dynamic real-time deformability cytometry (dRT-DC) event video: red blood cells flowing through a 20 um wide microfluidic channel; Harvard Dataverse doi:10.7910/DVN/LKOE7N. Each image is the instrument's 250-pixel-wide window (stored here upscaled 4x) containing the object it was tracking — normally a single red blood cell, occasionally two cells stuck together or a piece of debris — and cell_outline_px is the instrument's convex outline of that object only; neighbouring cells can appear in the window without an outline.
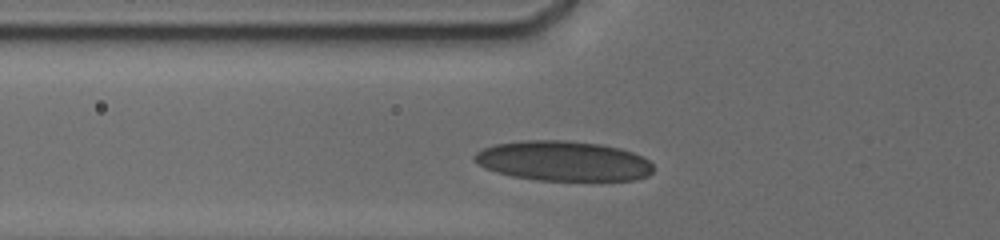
{"species": "human", "species_latin": "Homo sapiens", "temperature_condition": "cold", "stored_images_in_passage": 11, "camera_frame_rate_fps": 3000, "um_per_image_px": 0.085, "donor": {"sex": "male"}, "frame": {"image": 1, "passage_image": 5, "time_ms": 1.667, "image_size_px": [1000, 240], "cell_outline_px": [[652, 172], [648, 176], [636, 180], [536, 180], [512, 176], [496, 172], [484, 168], [476, 164], [472, 156], [476, 152], [484, 148], [496, 144], [528, 140], [564, 140], [600, 144], [620, 148], [632, 152], [648, 160], [652, 164]], "centroid_in_image_um": [47.85, 13.69], "position_along_channel_um": 77.9, "area_um2": 41.67}}
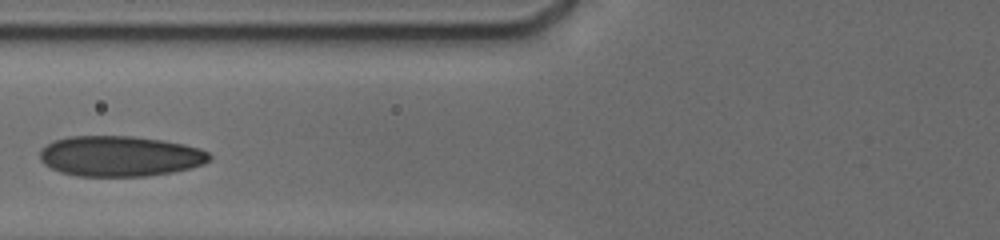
{"frame": {"image": 2, "passage_image": 7, "time_ms": 2.667, "image_size_px": [1000, 240], "cell_outline_px": [[212, 156], [204, 164], [192, 168], [172, 172], [144, 176], [80, 176], [60, 172], [44, 164], [40, 160], [40, 148], [56, 140], [68, 136], [132, 136], [160, 140], [184, 144], [200, 148], [208, 152]], "centroid_in_image_um": [10.2, 13.27], "position_along_channel_um": 115.6, "area_um2": 40.0}}
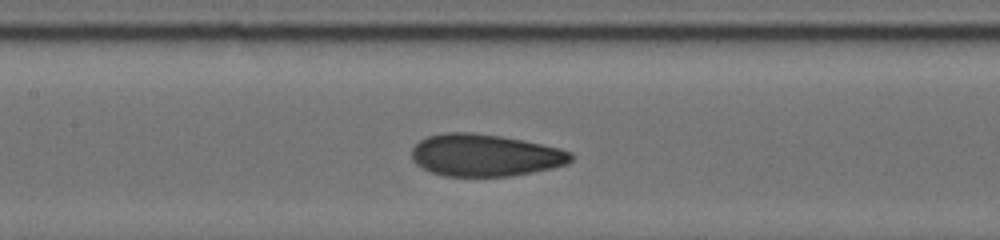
{"frame": {"image": 3, "passage_image": 10, "time_ms": 4.0, "image_size_px": [1000, 240], "cell_outline_px": [[572, 160], [568, 164], [552, 168], [512, 176], [444, 176], [432, 172], [416, 164], [412, 160], [412, 148], [420, 140], [428, 136], [444, 132], [472, 132], [500, 136], [524, 140], [560, 148], [572, 152]], "centroid_in_image_um": [41.24, 13.19], "position_along_channel_um": 166.2, "area_um2": 39.25}}